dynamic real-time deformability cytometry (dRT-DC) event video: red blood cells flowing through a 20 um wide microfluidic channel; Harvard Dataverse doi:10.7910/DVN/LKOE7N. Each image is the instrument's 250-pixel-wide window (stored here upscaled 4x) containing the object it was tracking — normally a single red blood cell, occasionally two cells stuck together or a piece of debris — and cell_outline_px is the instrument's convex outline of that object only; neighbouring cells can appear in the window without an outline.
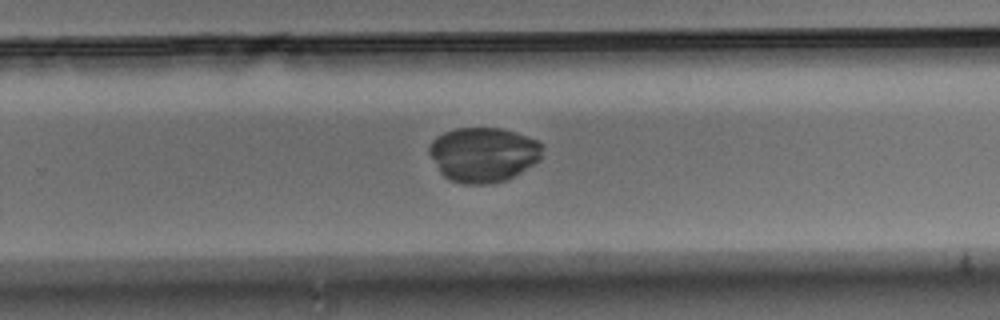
{"species": "Egyptian fruit bat (a non-hibernating species)", "species_latin": "Rousettus aegyptiacus", "temperature_condition": "warm", "stored_images_in_passage": 47, "camera_frame_rate_fps": 3000, "um_per_image_px": 0.085, "animal": {"sex": "male"}, "frame": {"image": 1, "passage_image": 30, "time_ms": 9.667, "image_size_px": [1000, 320], "cell_outline_px": [[540, 160], [508, 180], [488, 184], [464, 184], [452, 180], [444, 176], [440, 172], [428, 152], [428, 148], [432, 140], [436, 136], [444, 132], [456, 128], [500, 128], [536, 140], [540, 144]], "centroid_in_image_um": [41.04, 13.15], "position_along_channel_um": 288.8, "area_um2": 35.84}}
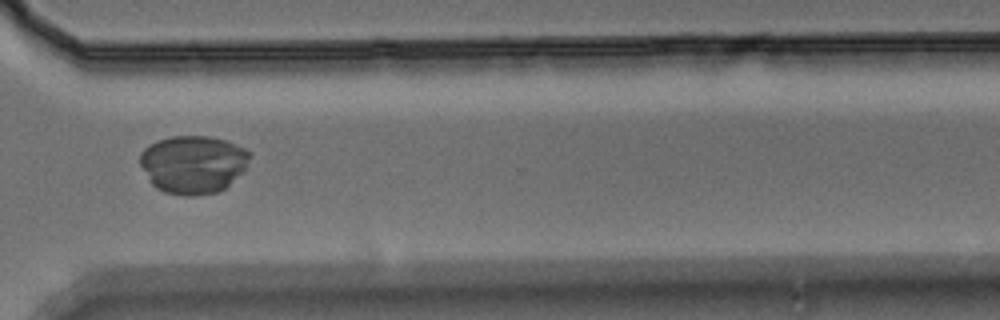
{"frame": {"image": 2, "passage_image": 35, "time_ms": 11.333, "image_size_px": [1000, 320], "cell_outline_px": [[252, 152], [244, 172], [224, 188], [216, 192], [192, 196], [184, 196], [164, 192], [156, 188], [152, 184], [140, 164], [140, 152], [148, 144], [172, 136], [208, 136], [224, 140], [244, 148]], "centroid_in_image_um": [16.41, 13.97], "position_along_channel_um": 354.2, "area_um2": 37.17}}